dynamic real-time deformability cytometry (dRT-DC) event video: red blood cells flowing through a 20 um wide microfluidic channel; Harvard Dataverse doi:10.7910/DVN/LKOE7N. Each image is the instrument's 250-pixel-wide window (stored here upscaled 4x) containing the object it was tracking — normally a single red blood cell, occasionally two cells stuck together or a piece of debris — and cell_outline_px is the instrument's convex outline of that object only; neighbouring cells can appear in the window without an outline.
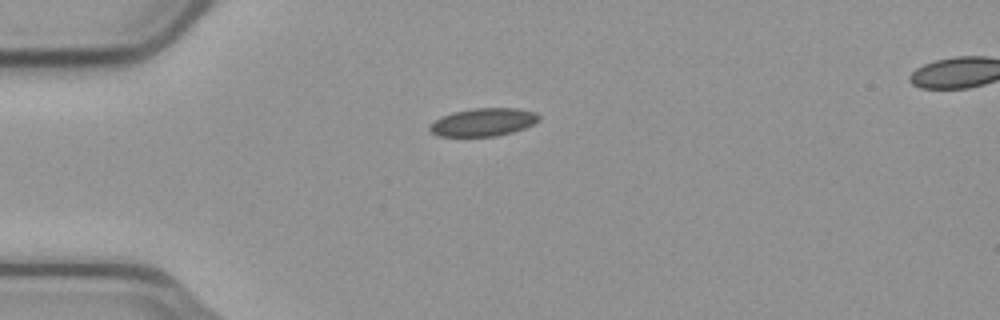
{"species": "common noctule bat (a hibernating species)", "species_latin": "Nyctalus noctula", "temperature_condition": "cold", "stored_images_in_passage": 42, "camera_frame_rate_fps": 3000, "um_per_image_px": 0.085, "animal": {"sex": "male", "body_mass_g": 23.1, "forearm_length_mm": 52.7}, "frame": {"image": 1, "passage_image": 1, "time_ms": 0.0, "image_size_px": [1000, 320], "cell_outline_px": [[540, 120], [524, 128], [512, 132], [496, 136], [436, 136], [428, 128], [436, 120], [452, 112], [472, 108], [520, 108], [536, 112], [540, 116]], "centroid_in_image_um": [41.12, 10.37], "position_along_channel_um": 43.9, "area_um2": 17.74}}
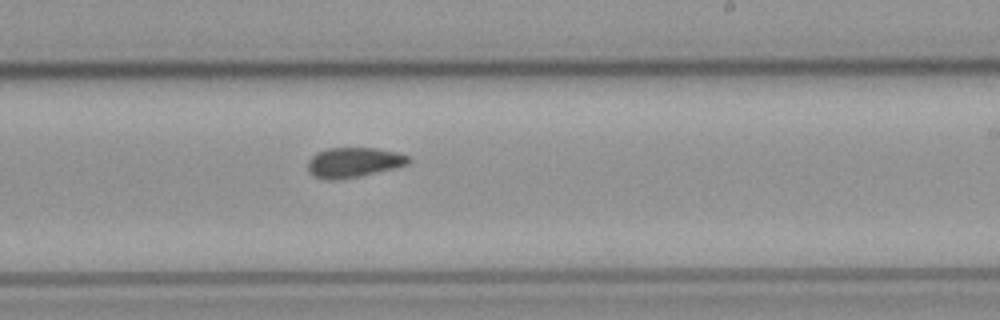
{"frame": {"image": 2, "passage_image": 20, "time_ms": 6.333, "image_size_px": [1000, 320], "cell_outline_px": [[412, 160], [408, 164], [392, 168], [356, 176], [336, 180], [328, 180], [316, 176], [308, 172], [308, 160], [316, 152], [328, 148], [376, 148], [396, 152], [408, 156]], "centroid_in_image_um": [30.03, 13.78], "position_along_channel_um": 259.0, "area_um2": 17.28}}
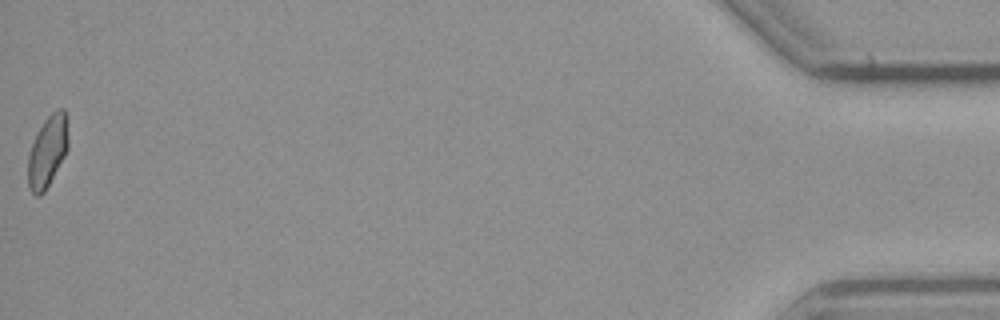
{"frame": {"image": 3, "passage_image": 42, "time_ms": 13.667, "image_size_px": [1000, 320], "cell_outline_px": [[68, 148], [64, 156], [44, 192], [40, 196], [36, 196], [32, 192], [28, 184], [28, 156], [32, 144], [44, 120], [56, 108], [64, 108], [68, 140]], "centroid_in_image_um": [4.03, 12.86], "position_along_channel_um": 431.2, "area_um2": 16.36}, "authors_computed_cell_mechanics": {"area_um2": 17.5423, "velocity_mm_per_s": 3.7394, "shape_relaxation_time_tau1_ms": null, "shape_relaxation_time_tau2_ms": 3.6605, "deformation_change_tau1": null, "deformation_change_tau2": 0.0924}}